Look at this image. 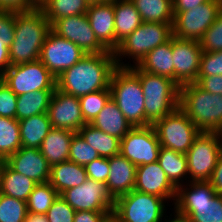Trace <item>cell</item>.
<instances>
[{"label":"cell","instance_id":"obj_43","mask_svg":"<svg viewBox=\"0 0 222 222\" xmlns=\"http://www.w3.org/2000/svg\"><path fill=\"white\" fill-rule=\"evenodd\" d=\"M17 95L3 82H0V116L16 119Z\"/></svg>","mask_w":222,"mask_h":222},{"label":"cell","instance_id":"obj_10","mask_svg":"<svg viewBox=\"0 0 222 222\" xmlns=\"http://www.w3.org/2000/svg\"><path fill=\"white\" fill-rule=\"evenodd\" d=\"M153 126L161 147L184 154L201 132L179 107L157 120Z\"/></svg>","mask_w":222,"mask_h":222},{"label":"cell","instance_id":"obj_52","mask_svg":"<svg viewBox=\"0 0 222 222\" xmlns=\"http://www.w3.org/2000/svg\"><path fill=\"white\" fill-rule=\"evenodd\" d=\"M24 222H48L46 214L27 212Z\"/></svg>","mask_w":222,"mask_h":222},{"label":"cell","instance_id":"obj_37","mask_svg":"<svg viewBox=\"0 0 222 222\" xmlns=\"http://www.w3.org/2000/svg\"><path fill=\"white\" fill-rule=\"evenodd\" d=\"M111 98L110 89L95 91L79 97L84 121L90 124Z\"/></svg>","mask_w":222,"mask_h":222},{"label":"cell","instance_id":"obj_3","mask_svg":"<svg viewBox=\"0 0 222 222\" xmlns=\"http://www.w3.org/2000/svg\"><path fill=\"white\" fill-rule=\"evenodd\" d=\"M174 209L189 222H222V195L209 181H191L177 188Z\"/></svg>","mask_w":222,"mask_h":222},{"label":"cell","instance_id":"obj_32","mask_svg":"<svg viewBox=\"0 0 222 222\" xmlns=\"http://www.w3.org/2000/svg\"><path fill=\"white\" fill-rule=\"evenodd\" d=\"M89 4L87 0H42L37 7L52 25L63 17L86 14Z\"/></svg>","mask_w":222,"mask_h":222},{"label":"cell","instance_id":"obj_30","mask_svg":"<svg viewBox=\"0 0 222 222\" xmlns=\"http://www.w3.org/2000/svg\"><path fill=\"white\" fill-rule=\"evenodd\" d=\"M157 162L176 189L184 185V183H187V181L189 182V180H187V158L184 153L160 147ZM183 179L186 180V182Z\"/></svg>","mask_w":222,"mask_h":222},{"label":"cell","instance_id":"obj_7","mask_svg":"<svg viewBox=\"0 0 222 222\" xmlns=\"http://www.w3.org/2000/svg\"><path fill=\"white\" fill-rule=\"evenodd\" d=\"M172 33V24L142 22L130 35L119 43L114 51L115 60L118 67L136 66L140 61L157 46L168 42ZM132 58L133 63H124L122 58ZM122 61V62H121Z\"/></svg>","mask_w":222,"mask_h":222},{"label":"cell","instance_id":"obj_46","mask_svg":"<svg viewBox=\"0 0 222 222\" xmlns=\"http://www.w3.org/2000/svg\"><path fill=\"white\" fill-rule=\"evenodd\" d=\"M195 83L204 91L222 95V75L197 76Z\"/></svg>","mask_w":222,"mask_h":222},{"label":"cell","instance_id":"obj_51","mask_svg":"<svg viewBox=\"0 0 222 222\" xmlns=\"http://www.w3.org/2000/svg\"><path fill=\"white\" fill-rule=\"evenodd\" d=\"M10 66L9 48L0 40V72L3 74Z\"/></svg>","mask_w":222,"mask_h":222},{"label":"cell","instance_id":"obj_17","mask_svg":"<svg viewBox=\"0 0 222 222\" xmlns=\"http://www.w3.org/2000/svg\"><path fill=\"white\" fill-rule=\"evenodd\" d=\"M202 52L199 41L172 36L174 82L179 87L196 82Z\"/></svg>","mask_w":222,"mask_h":222},{"label":"cell","instance_id":"obj_20","mask_svg":"<svg viewBox=\"0 0 222 222\" xmlns=\"http://www.w3.org/2000/svg\"><path fill=\"white\" fill-rule=\"evenodd\" d=\"M134 190L173 200L176 198V188L168 180L158 162L137 166Z\"/></svg>","mask_w":222,"mask_h":222},{"label":"cell","instance_id":"obj_24","mask_svg":"<svg viewBox=\"0 0 222 222\" xmlns=\"http://www.w3.org/2000/svg\"><path fill=\"white\" fill-rule=\"evenodd\" d=\"M90 124L120 140L133 128L112 98Z\"/></svg>","mask_w":222,"mask_h":222},{"label":"cell","instance_id":"obj_39","mask_svg":"<svg viewBox=\"0 0 222 222\" xmlns=\"http://www.w3.org/2000/svg\"><path fill=\"white\" fill-rule=\"evenodd\" d=\"M99 157L97 151L91 147L78 132L73 135L70 143L69 161L81 166H86Z\"/></svg>","mask_w":222,"mask_h":222},{"label":"cell","instance_id":"obj_42","mask_svg":"<svg viewBox=\"0 0 222 222\" xmlns=\"http://www.w3.org/2000/svg\"><path fill=\"white\" fill-rule=\"evenodd\" d=\"M76 211L59 195L48 209V222H73Z\"/></svg>","mask_w":222,"mask_h":222},{"label":"cell","instance_id":"obj_49","mask_svg":"<svg viewBox=\"0 0 222 222\" xmlns=\"http://www.w3.org/2000/svg\"><path fill=\"white\" fill-rule=\"evenodd\" d=\"M209 182L215 192L219 195H222V153L219 156L216 167L213 170V174L209 179Z\"/></svg>","mask_w":222,"mask_h":222},{"label":"cell","instance_id":"obj_34","mask_svg":"<svg viewBox=\"0 0 222 222\" xmlns=\"http://www.w3.org/2000/svg\"><path fill=\"white\" fill-rule=\"evenodd\" d=\"M54 90H39L17 96L16 119L47 113Z\"/></svg>","mask_w":222,"mask_h":222},{"label":"cell","instance_id":"obj_58","mask_svg":"<svg viewBox=\"0 0 222 222\" xmlns=\"http://www.w3.org/2000/svg\"><path fill=\"white\" fill-rule=\"evenodd\" d=\"M220 136H221V140H222V129L219 132Z\"/></svg>","mask_w":222,"mask_h":222},{"label":"cell","instance_id":"obj_8","mask_svg":"<svg viewBox=\"0 0 222 222\" xmlns=\"http://www.w3.org/2000/svg\"><path fill=\"white\" fill-rule=\"evenodd\" d=\"M166 201L156 195L132 190L115 199L112 215L118 222H161L166 213Z\"/></svg>","mask_w":222,"mask_h":222},{"label":"cell","instance_id":"obj_9","mask_svg":"<svg viewBox=\"0 0 222 222\" xmlns=\"http://www.w3.org/2000/svg\"><path fill=\"white\" fill-rule=\"evenodd\" d=\"M221 153L222 140L220 134L200 132L185 154L189 182L209 181Z\"/></svg>","mask_w":222,"mask_h":222},{"label":"cell","instance_id":"obj_55","mask_svg":"<svg viewBox=\"0 0 222 222\" xmlns=\"http://www.w3.org/2000/svg\"><path fill=\"white\" fill-rule=\"evenodd\" d=\"M105 222H118V220L113 216V215H110L106 220Z\"/></svg>","mask_w":222,"mask_h":222},{"label":"cell","instance_id":"obj_16","mask_svg":"<svg viewBox=\"0 0 222 222\" xmlns=\"http://www.w3.org/2000/svg\"><path fill=\"white\" fill-rule=\"evenodd\" d=\"M51 30L75 43L85 54L108 52L96 38L86 14L60 18L51 25Z\"/></svg>","mask_w":222,"mask_h":222},{"label":"cell","instance_id":"obj_4","mask_svg":"<svg viewBox=\"0 0 222 222\" xmlns=\"http://www.w3.org/2000/svg\"><path fill=\"white\" fill-rule=\"evenodd\" d=\"M179 108L201 132L222 129V95L204 91L195 82L179 87Z\"/></svg>","mask_w":222,"mask_h":222},{"label":"cell","instance_id":"obj_19","mask_svg":"<svg viewBox=\"0 0 222 222\" xmlns=\"http://www.w3.org/2000/svg\"><path fill=\"white\" fill-rule=\"evenodd\" d=\"M4 162L13 171L29 177L37 183L49 182L51 166L40 149L21 147Z\"/></svg>","mask_w":222,"mask_h":222},{"label":"cell","instance_id":"obj_48","mask_svg":"<svg viewBox=\"0 0 222 222\" xmlns=\"http://www.w3.org/2000/svg\"><path fill=\"white\" fill-rule=\"evenodd\" d=\"M37 5L32 0H0V9L25 12L35 9Z\"/></svg>","mask_w":222,"mask_h":222},{"label":"cell","instance_id":"obj_33","mask_svg":"<svg viewBox=\"0 0 222 222\" xmlns=\"http://www.w3.org/2000/svg\"><path fill=\"white\" fill-rule=\"evenodd\" d=\"M142 22L173 24V0H131Z\"/></svg>","mask_w":222,"mask_h":222},{"label":"cell","instance_id":"obj_56","mask_svg":"<svg viewBox=\"0 0 222 222\" xmlns=\"http://www.w3.org/2000/svg\"><path fill=\"white\" fill-rule=\"evenodd\" d=\"M36 5H38L42 0H32Z\"/></svg>","mask_w":222,"mask_h":222},{"label":"cell","instance_id":"obj_18","mask_svg":"<svg viewBox=\"0 0 222 222\" xmlns=\"http://www.w3.org/2000/svg\"><path fill=\"white\" fill-rule=\"evenodd\" d=\"M52 128L78 132L86 123L82 115L79 98L55 89L47 110Z\"/></svg>","mask_w":222,"mask_h":222},{"label":"cell","instance_id":"obj_36","mask_svg":"<svg viewBox=\"0 0 222 222\" xmlns=\"http://www.w3.org/2000/svg\"><path fill=\"white\" fill-rule=\"evenodd\" d=\"M58 196V192L49 182L38 183L26 201L27 211L46 214Z\"/></svg>","mask_w":222,"mask_h":222},{"label":"cell","instance_id":"obj_40","mask_svg":"<svg viewBox=\"0 0 222 222\" xmlns=\"http://www.w3.org/2000/svg\"><path fill=\"white\" fill-rule=\"evenodd\" d=\"M203 52L222 50V10L218 13L215 22L199 40Z\"/></svg>","mask_w":222,"mask_h":222},{"label":"cell","instance_id":"obj_31","mask_svg":"<svg viewBox=\"0 0 222 222\" xmlns=\"http://www.w3.org/2000/svg\"><path fill=\"white\" fill-rule=\"evenodd\" d=\"M78 133L93 147L100 157L109 158L120 154V139L103 132L91 124H85Z\"/></svg>","mask_w":222,"mask_h":222},{"label":"cell","instance_id":"obj_25","mask_svg":"<svg viewBox=\"0 0 222 222\" xmlns=\"http://www.w3.org/2000/svg\"><path fill=\"white\" fill-rule=\"evenodd\" d=\"M115 22V50L119 43L141 23V17L131 0H113Z\"/></svg>","mask_w":222,"mask_h":222},{"label":"cell","instance_id":"obj_6","mask_svg":"<svg viewBox=\"0 0 222 222\" xmlns=\"http://www.w3.org/2000/svg\"><path fill=\"white\" fill-rule=\"evenodd\" d=\"M140 79L145 98V118L153 125L179 107V86L171 79L130 67Z\"/></svg>","mask_w":222,"mask_h":222},{"label":"cell","instance_id":"obj_38","mask_svg":"<svg viewBox=\"0 0 222 222\" xmlns=\"http://www.w3.org/2000/svg\"><path fill=\"white\" fill-rule=\"evenodd\" d=\"M27 212L25 201L0 193V222H24Z\"/></svg>","mask_w":222,"mask_h":222},{"label":"cell","instance_id":"obj_22","mask_svg":"<svg viewBox=\"0 0 222 222\" xmlns=\"http://www.w3.org/2000/svg\"><path fill=\"white\" fill-rule=\"evenodd\" d=\"M108 160L110 170L106 185L111 196L116 199L134 190L137 167L121 154L109 157Z\"/></svg>","mask_w":222,"mask_h":222},{"label":"cell","instance_id":"obj_29","mask_svg":"<svg viewBox=\"0 0 222 222\" xmlns=\"http://www.w3.org/2000/svg\"><path fill=\"white\" fill-rule=\"evenodd\" d=\"M21 147L40 149L43 139L52 129L47 113L19 120Z\"/></svg>","mask_w":222,"mask_h":222},{"label":"cell","instance_id":"obj_35","mask_svg":"<svg viewBox=\"0 0 222 222\" xmlns=\"http://www.w3.org/2000/svg\"><path fill=\"white\" fill-rule=\"evenodd\" d=\"M21 148L19 121L0 116V161Z\"/></svg>","mask_w":222,"mask_h":222},{"label":"cell","instance_id":"obj_54","mask_svg":"<svg viewBox=\"0 0 222 222\" xmlns=\"http://www.w3.org/2000/svg\"><path fill=\"white\" fill-rule=\"evenodd\" d=\"M90 4L92 3H105L111 0H87Z\"/></svg>","mask_w":222,"mask_h":222},{"label":"cell","instance_id":"obj_2","mask_svg":"<svg viewBox=\"0 0 222 222\" xmlns=\"http://www.w3.org/2000/svg\"><path fill=\"white\" fill-rule=\"evenodd\" d=\"M50 30L49 20L38 7L31 11L15 12V34L9 47L11 66L39 60Z\"/></svg>","mask_w":222,"mask_h":222},{"label":"cell","instance_id":"obj_11","mask_svg":"<svg viewBox=\"0 0 222 222\" xmlns=\"http://www.w3.org/2000/svg\"><path fill=\"white\" fill-rule=\"evenodd\" d=\"M2 81L17 96L56 89V78L40 60L10 66L4 71Z\"/></svg>","mask_w":222,"mask_h":222},{"label":"cell","instance_id":"obj_5","mask_svg":"<svg viewBox=\"0 0 222 222\" xmlns=\"http://www.w3.org/2000/svg\"><path fill=\"white\" fill-rule=\"evenodd\" d=\"M111 98L132 127L152 125L145 118V98L138 75L130 67H117L110 82Z\"/></svg>","mask_w":222,"mask_h":222},{"label":"cell","instance_id":"obj_12","mask_svg":"<svg viewBox=\"0 0 222 222\" xmlns=\"http://www.w3.org/2000/svg\"><path fill=\"white\" fill-rule=\"evenodd\" d=\"M222 10V1L208 0L186 11H173V36L199 41Z\"/></svg>","mask_w":222,"mask_h":222},{"label":"cell","instance_id":"obj_13","mask_svg":"<svg viewBox=\"0 0 222 222\" xmlns=\"http://www.w3.org/2000/svg\"><path fill=\"white\" fill-rule=\"evenodd\" d=\"M160 147L153 125L133 127L120 140V154L136 167L157 162Z\"/></svg>","mask_w":222,"mask_h":222},{"label":"cell","instance_id":"obj_1","mask_svg":"<svg viewBox=\"0 0 222 222\" xmlns=\"http://www.w3.org/2000/svg\"><path fill=\"white\" fill-rule=\"evenodd\" d=\"M117 67L112 51L86 54L56 78V89L78 98L95 91L110 89L111 78Z\"/></svg>","mask_w":222,"mask_h":222},{"label":"cell","instance_id":"obj_14","mask_svg":"<svg viewBox=\"0 0 222 222\" xmlns=\"http://www.w3.org/2000/svg\"><path fill=\"white\" fill-rule=\"evenodd\" d=\"M60 196L77 211H113L115 199L106 183L87 178L77 186L63 191Z\"/></svg>","mask_w":222,"mask_h":222},{"label":"cell","instance_id":"obj_21","mask_svg":"<svg viewBox=\"0 0 222 222\" xmlns=\"http://www.w3.org/2000/svg\"><path fill=\"white\" fill-rule=\"evenodd\" d=\"M86 16L98 41L108 50L115 51V22L113 0L89 4Z\"/></svg>","mask_w":222,"mask_h":222},{"label":"cell","instance_id":"obj_47","mask_svg":"<svg viewBox=\"0 0 222 222\" xmlns=\"http://www.w3.org/2000/svg\"><path fill=\"white\" fill-rule=\"evenodd\" d=\"M113 211H77L73 222H105Z\"/></svg>","mask_w":222,"mask_h":222},{"label":"cell","instance_id":"obj_57","mask_svg":"<svg viewBox=\"0 0 222 222\" xmlns=\"http://www.w3.org/2000/svg\"><path fill=\"white\" fill-rule=\"evenodd\" d=\"M3 74L0 72V82L2 81Z\"/></svg>","mask_w":222,"mask_h":222},{"label":"cell","instance_id":"obj_44","mask_svg":"<svg viewBox=\"0 0 222 222\" xmlns=\"http://www.w3.org/2000/svg\"><path fill=\"white\" fill-rule=\"evenodd\" d=\"M15 34V12L0 9V40L10 47Z\"/></svg>","mask_w":222,"mask_h":222},{"label":"cell","instance_id":"obj_27","mask_svg":"<svg viewBox=\"0 0 222 222\" xmlns=\"http://www.w3.org/2000/svg\"><path fill=\"white\" fill-rule=\"evenodd\" d=\"M38 183L33 179L13 171L4 161L0 166V193L27 201Z\"/></svg>","mask_w":222,"mask_h":222},{"label":"cell","instance_id":"obj_28","mask_svg":"<svg viewBox=\"0 0 222 222\" xmlns=\"http://www.w3.org/2000/svg\"><path fill=\"white\" fill-rule=\"evenodd\" d=\"M172 37L163 45L152 49L137 65L151 74L167 77L174 81Z\"/></svg>","mask_w":222,"mask_h":222},{"label":"cell","instance_id":"obj_53","mask_svg":"<svg viewBox=\"0 0 222 222\" xmlns=\"http://www.w3.org/2000/svg\"><path fill=\"white\" fill-rule=\"evenodd\" d=\"M166 217H168V216L164 217L165 220L163 222H189L185 217H182L178 214H175V212H174V217L173 218H171V219L168 218L169 219L168 220V219H166Z\"/></svg>","mask_w":222,"mask_h":222},{"label":"cell","instance_id":"obj_26","mask_svg":"<svg viewBox=\"0 0 222 222\" xmlns=\"http://www.w3.org/2000/svg\"><path fill=\"white\" fill-rule=\"evenodd\" d=\"M87 178L85 166L67 160L51 166L49 183L60 195L69 188L83 184Z\"/></svg>","mask_w":222,"mask_h":222},{"label":"cell","instance_id":"obj_45","mask_svg":"<svg viewBox=\"0 0 222 222\" xmlns=\"http://www.w3.org/2000/svg\"><path fill=\"white\" fill-rule=\"evenodd\" d=\"M87 177L95 181L106 183L109 174L108 158L99 157L85 166Z\"/></svg>","mask_w":222,"mask_h":222},{"label":"cell","instance_id":"obj_41","mask_svg":"<svg viewBox=\"0 0 222 222\" xmlns=\"http://www.w3.org/2000/svg\"><path fill=\"white\" fill-rule=\"evenodd\" d=\"M222 75V50L202 52L198 76Z\"/></svg>","mask_w":222,"mask_h":222},{"label":"cell","instance_id":"obj_50","mask_svg":"<svg viewBox=\"0 0 222 222\" xmlns=\"http://www.w3.org/2000/svg\"><path fill=\"white\" fill-rule=\"evenodd\" d=\"M208 0H173V11H186L198 7Z\"/></svg>","mask_w":222,"mask_h":222},{"label":"cell","instance_id":"obj_15","mask_svg":"<svg viewBox=\"0 0 222 222\" xmlns=\"http://www.w3.org/2000/svg\"><path fill=\"white\" fill-rule=\"evenodd\" d=\"M85 55L75 43L50 30L41 48L39 60L57 78Z\"/></svg>","mask_w":222,"mask_h":222},{"label":"cell","instance_id":"obj_23","mask_svg":"<svg viewBox=\"0 0 222 222\" xmlns=\"http://www.w3.org/2000/svg\"><path fill=\"white\" fill-rule=\"evenodd\" d=\"M75 132L52 128L43 139L40 151L50 166L69 159L70 143Z\"/></svg>","mask_w":222,"mask_h":222}]
</instances>
